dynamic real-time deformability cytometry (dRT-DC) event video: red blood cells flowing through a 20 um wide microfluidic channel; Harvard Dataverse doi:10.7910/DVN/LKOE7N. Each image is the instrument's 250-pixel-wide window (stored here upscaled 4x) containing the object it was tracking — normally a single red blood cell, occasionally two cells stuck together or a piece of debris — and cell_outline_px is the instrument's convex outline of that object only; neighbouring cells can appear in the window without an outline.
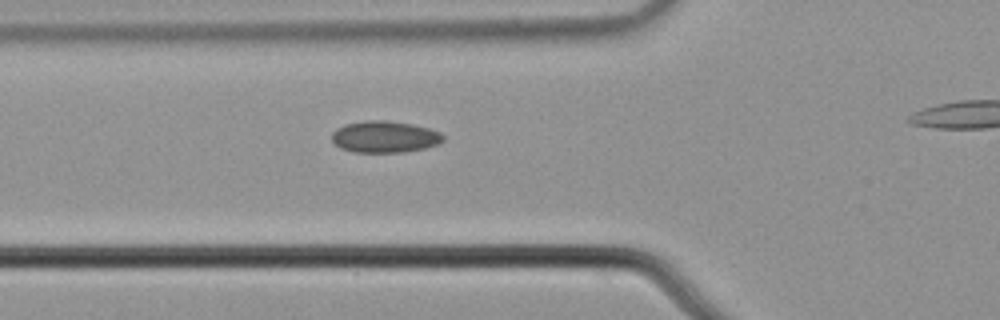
{"species": "common noctule bat (a hibernating species)", "species_latin": "Nyctalus noctula", "temperature_condition": "cold", "stored_images_in_passage": 4, "segment_of_instrument_passage": [1, 2], "camera_frame_rate_fps": 3000, "um_per_image_px": 0.085, "animal": {"sex": "male", "body_mass_g": 21.5, "forearm_length_mm": 52.0}, "frame": {"image": 1, "passage_image": 3, "time_ms": 0.667, "image_size_px": [1000, 320], "cell_outline_px": [[444, 140], [436, 144], [424, 148], [404, 152], [352, 152], [340, 148], [332, 140], [332, 132], [336, 128], [344, 124], [364, 120], [384, 120], [412, 124], [428, 128], [440, 132], [444, 136]], "centroid_in_image_um": [32.66, 11.62], "position_along_channel_um": 93.1, "area_um2": 20.58}}